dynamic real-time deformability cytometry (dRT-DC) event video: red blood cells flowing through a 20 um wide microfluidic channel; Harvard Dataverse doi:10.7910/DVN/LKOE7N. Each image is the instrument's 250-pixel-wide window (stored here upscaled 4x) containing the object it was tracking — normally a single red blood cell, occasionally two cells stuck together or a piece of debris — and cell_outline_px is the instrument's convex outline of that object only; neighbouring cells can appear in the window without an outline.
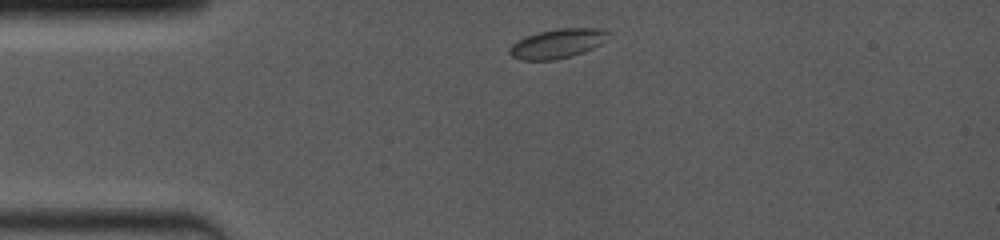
{"species": "common noctule bat (a hibernating species)", "species_latin": "Nyctalus noctula", "temperature_condition": "room temperature", "stored_images_in_passage": 24, "camera_frame_rate_fps": 4000, "um_per_image_px": 0.085, "animal": {"sex": "female", "body_mass_g": 19.0, "forearm_length_mm": 53.3}, "frame": {"image": 1, "passage_image": 1, "time_ms": 0.0, "image_size_px": [1000, 240], "cell_outline_px": [[608, 32], [600, 44], [584, 52], [572, 56], [556, 60], [520, 60], [512, 56], [508, 52], [508, 48], [512, 44], [528, 36], [540, 32], [560, 28], [600, 28]], "centroid_in_image_um": [47.34, 3.72], "position_along_channel_um": 37.7, "area_um2": 16.59}}
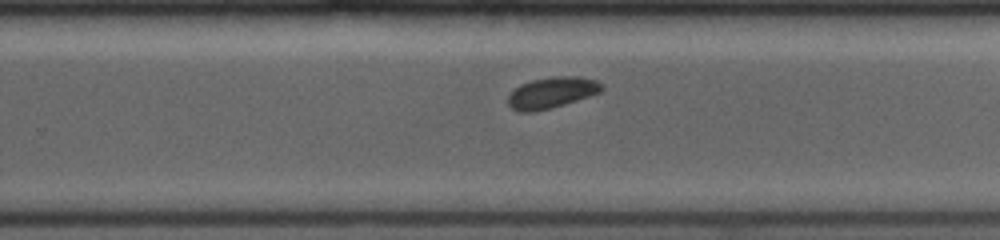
{"frame": {"image": 2, "passage_image": 18, "time_ms": 7.0, "image_size_px": [1000, 240], "cell_outline_px": [[604, 88], [600, 92], [552, 108], [532, 112], [520, 112], [512, 108], [508, 104], [508, 96], [520, 84], [532, 80], [556, 76], [580, 76], [596, 80], [604, 84]], "centroid_in_image_um": [46.91, 7.87], "position_along_channel_um": 282.9, "area_um2": 16.94}}
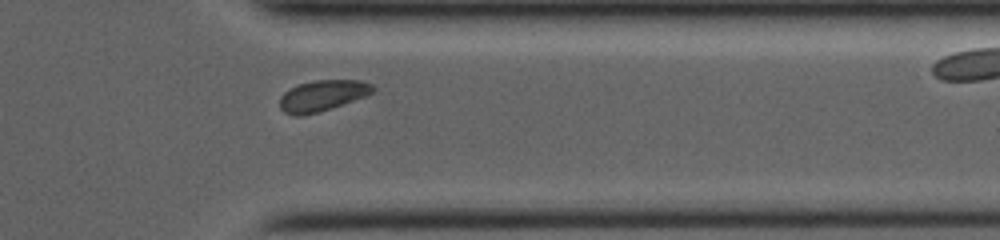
{"frame": {"image": 3, "passage_image": 23, "time_ms": 9.5, "image_size_px": [1000, 240], "cell_outline_px": [[376, 88], [372, 92], [364, 96], [320, 112], [304, 116], [296, 116], [284, 112], [280, 108], [280, 96], [284, 92], [300, 84], [316, 80], [360, 80], [372, 84]], "centroid_in_image_um": [27.39, 8.14], "position_along_channel_um": 384.0, "area_um2": 16.65}}